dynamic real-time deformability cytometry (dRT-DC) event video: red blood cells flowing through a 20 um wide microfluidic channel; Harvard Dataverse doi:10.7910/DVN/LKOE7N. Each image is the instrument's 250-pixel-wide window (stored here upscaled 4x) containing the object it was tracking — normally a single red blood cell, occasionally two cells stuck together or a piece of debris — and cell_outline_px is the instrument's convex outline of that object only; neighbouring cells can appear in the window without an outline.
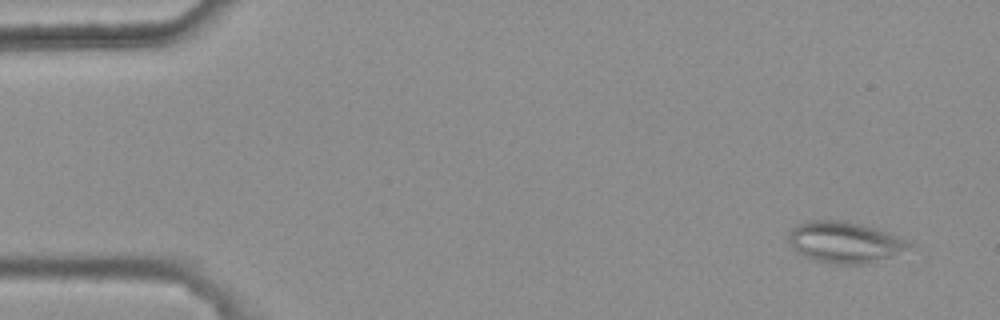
{"species": "common noctule bat (a hibernating species)", "species_latin": "Nyctalus noctula", "temperature_condition": "warm", "stored_images_in_passage": 6, "camera_frame_rate_fps": 3000, "um_per_image_px": 0.085, "animal": {"sex": "female", "body_mass_g": 25.1}, "frame": {"image": 1, "passage_image": 2, "time_ms": 0.333, "image_size_px": [1000, 320], "cell_outline_px": [[912, 244], [888, 256], [868, 264], [836, 264], [816, 260], [804, 256], [788, 240], [788, 232], [796, 224], [808, 220], [844, 220], [864, 224], [888, 232]], "centroid_in_image_um": [71.72, 20.55], "position_along_channel_um": 13.3, "area_um2": 28.32}}